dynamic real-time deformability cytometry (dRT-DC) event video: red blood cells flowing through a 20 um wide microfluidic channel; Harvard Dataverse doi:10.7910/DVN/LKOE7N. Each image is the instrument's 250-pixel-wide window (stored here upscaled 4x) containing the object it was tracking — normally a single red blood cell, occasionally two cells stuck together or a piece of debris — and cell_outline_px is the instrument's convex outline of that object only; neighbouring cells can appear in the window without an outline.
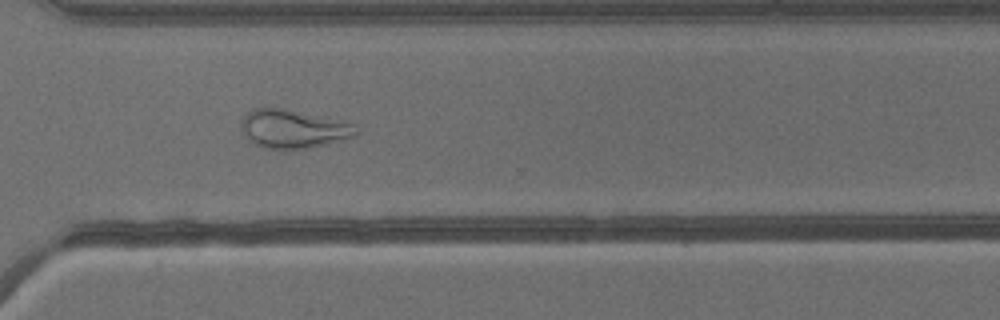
{"species": "common noctule bat (a hibernating species)", "species_latin": "Nyctalus noctula", "temperature_condition": "warm", "stored_images_in_passage": 41, "camera_frame_rate_fps": 3000, "um_per_image_px": 0.085, "animal": {"sex": "male", "body_mass_g": 13.3}, "frame": {"image": 1, "passage_image": 30, "time_ms": 9.667, "image_size_px": [1000, 320], "cell_outline_px": [[360, 132], [356, 136], [348, 140], [308, 148], [260, 148], [252, 144], [248, 140], [240, 128], [240, 124], [244, 116], [252, 108], [280, 108], [352, 124]], "centroid_in_image_um": [24.89, 10.99], "position_along_channel_um": 345.7, "area_um2": 25.55}}